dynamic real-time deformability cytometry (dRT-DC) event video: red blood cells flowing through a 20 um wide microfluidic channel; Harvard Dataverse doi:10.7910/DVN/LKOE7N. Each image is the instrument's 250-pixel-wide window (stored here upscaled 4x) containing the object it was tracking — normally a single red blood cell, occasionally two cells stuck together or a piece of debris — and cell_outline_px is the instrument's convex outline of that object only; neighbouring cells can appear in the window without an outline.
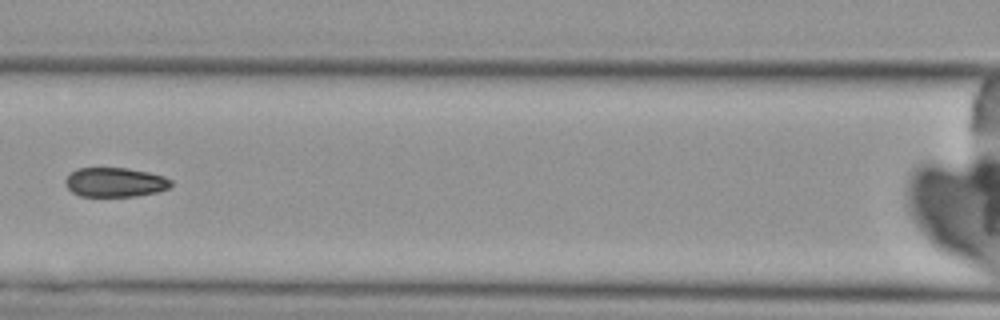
{"species": "Egyptian fruit bat (a non-hibernating species)", "species_latin": "Rousettus aegyptiacus", "temperature_condition": "cold", "stored_images_in_passage": 8, "camera_frame_rate_fps": 3000, "um_per_image_px": 0.085, "animal": {"sex": "female"}, "frame": {"image": 1, "passage_image": 6, "time_ms": 7.0, "image_size_px": [1000, 320], "cell_outline_px": [[172, 184], [168, 188], [156, 192], [136, 196], [80, 196], [72, 192], [68, 188], [64, 180], [76, 168], [128, 168], [148, 172], [164, 176], [172, 180]], "centroid_in_image_um": [9.78, 15.49], "position_along_channel_um": 156.8, "area_um2": 18.03}}
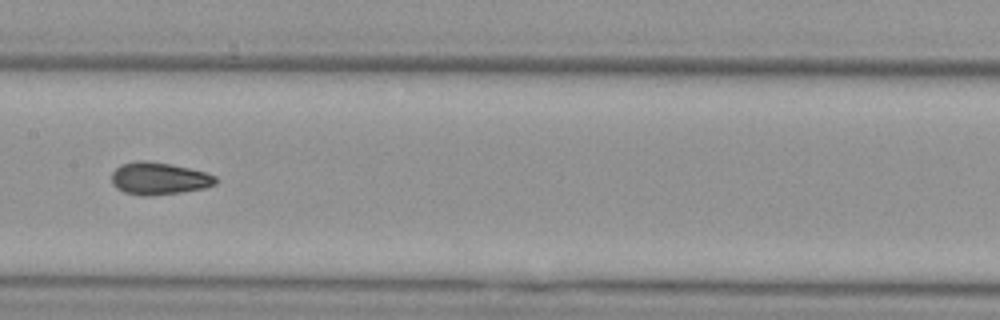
{"frame": {"image": 2, "passage_image": 7, "time_ms": 8.0, "image_size_px": [1000, 320], "cell_outline_px": [[220, 180], [216, 184], [204, 188], [180, 192], [148, 196], [144, 196], [124, 192], [116, 188], [112, 184], [112, 172], [120, 164], [136, 160], [148, 160], [172, 164], [204, 172], [216, 176]], "centroid_in_image_um": [13.5, 15.16], "position_along_channel_um": 193.9, "area_um2": 19.77}}
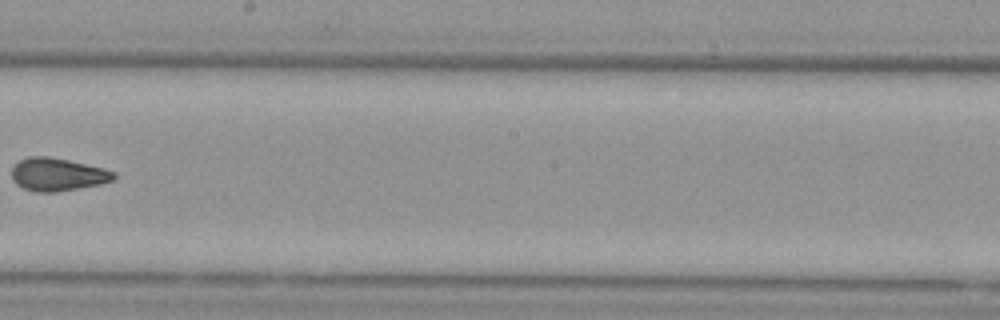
{"frame": {"image": 3, "passage_image": 8, "time_ms": 9.333, "image_size_px": [1000, 320], "cell_outline_px": [[116, 176], [112, 180], [100, 184], [56, 192], [36, 192], [24, 188], [16, 184], [12, 180], [12, 168], [20, 160], [28, 156], [48, 156], [68, 160], [104, 168], [116, 172]], "centroid_in_image_um": [4.88, 14.82], "position_along_channel_um": 243.3, "area_um2": 19.54}}